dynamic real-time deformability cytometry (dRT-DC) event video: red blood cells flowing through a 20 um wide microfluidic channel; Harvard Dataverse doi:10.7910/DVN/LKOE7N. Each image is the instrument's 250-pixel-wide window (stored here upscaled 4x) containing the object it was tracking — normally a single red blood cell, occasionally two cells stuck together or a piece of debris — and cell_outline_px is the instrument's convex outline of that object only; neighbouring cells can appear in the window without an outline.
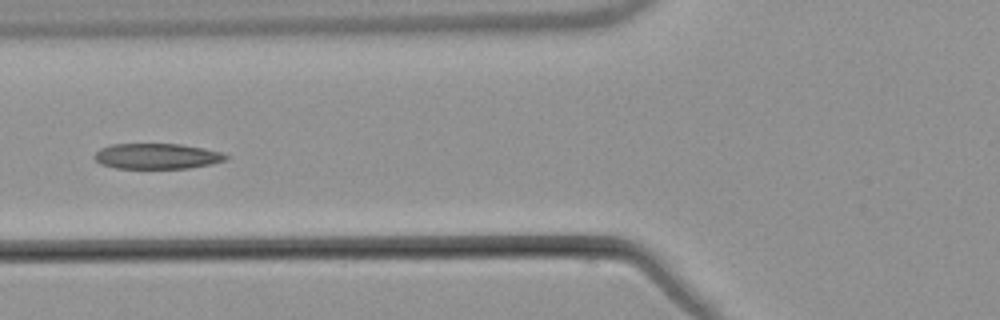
{"species": "common noctule bat (a hibernating species)", "species_latin": "Nyctalus noctula", "temperature_condition": "warm", "stored_images_in_passage": 6, "camera_frame_rate_fps": 3000, "um_per_image_px": 0.085, "animal": {"sex": "male", "body_mass_g": 21.5, "forearm_length_mm": 52.0}, "frame": {"image": 1, "passage_image": 6, "time_ms": 6.0, "image_size_px": [1000, 320], "cell_outline_px": [[228, 160], [212, 164], [188, 168], [116, 168], [100, 164], [92, 156], [100, 148], [112, 144], [180, 144], [204, 148], [220, 152], [228, 156]], "centroid_in_image_um": [13.33, 13.27], "position_along_channel_um": 112.5, "area_um2": 19.59}}